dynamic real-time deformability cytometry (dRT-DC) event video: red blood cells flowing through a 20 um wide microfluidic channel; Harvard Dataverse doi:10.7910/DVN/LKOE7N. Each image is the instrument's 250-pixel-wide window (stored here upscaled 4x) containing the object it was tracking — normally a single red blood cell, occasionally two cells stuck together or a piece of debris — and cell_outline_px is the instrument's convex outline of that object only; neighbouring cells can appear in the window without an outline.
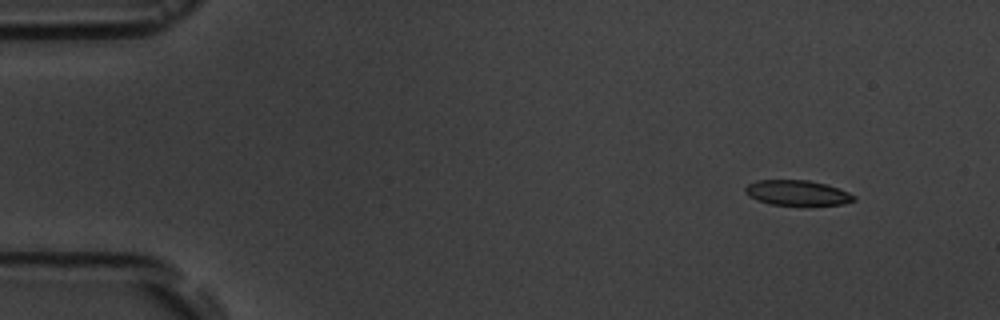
{"species": "common noctule bat (a hibernating species)", "species_latin": "Nyctalus noctula", "temperature_condition": "room temperature", "stored_images_in_passage": 4, "camera_frame_rate_fps": 3000, "um_per_image_px": 0.085, "animal": {"sex": "male", "body_mass_g": 19.5, "forearm_length_mm": 54.6}, "frame": {"image": 1, "passage_image": 1, "time_ms": 0.0, "image_size_px": [1000, 320], "cell_outline_px": [[856, 200], [844, 204], [772, 204], [756, 200], [748, 196], [744, 192], [744, 188], [748, 184], [756, 180], [808, 180], [828, 184], [848, 192], [856, 196]], "centroid_in_image_um": [67.75, 16.37], "position_along_channel_um": 17.3, "area_um2": 15.84}}
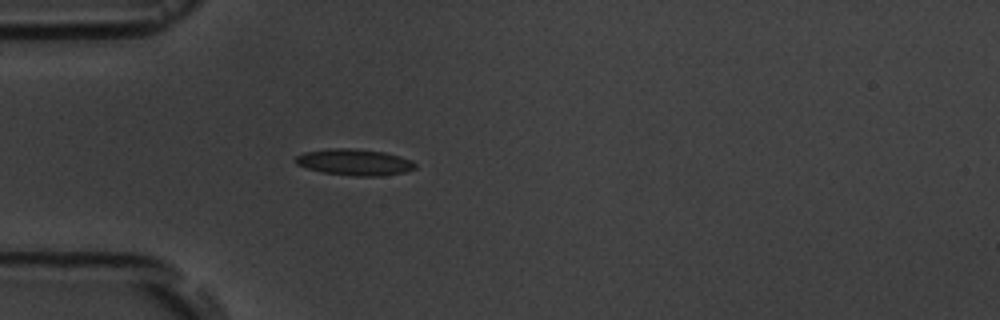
{"frame": {"image": 2, "passage_image": 4, "time_ms": 3.667, "image_size_px": [1000, 320], "cell_outline_px": [[416, 168], [404, 172], [380, 176], [356, 176], [324, 172], [308, 168], [296, 164], [296, 156], [304, 152], [328, 148], [356, 148], [384, 152], [400, 156], [412, 160], [416, 164]], "centroid_in_image_um": [30.16, 13.77], "position_along_channel_um": 54.8, "area_um2": 18.32}}